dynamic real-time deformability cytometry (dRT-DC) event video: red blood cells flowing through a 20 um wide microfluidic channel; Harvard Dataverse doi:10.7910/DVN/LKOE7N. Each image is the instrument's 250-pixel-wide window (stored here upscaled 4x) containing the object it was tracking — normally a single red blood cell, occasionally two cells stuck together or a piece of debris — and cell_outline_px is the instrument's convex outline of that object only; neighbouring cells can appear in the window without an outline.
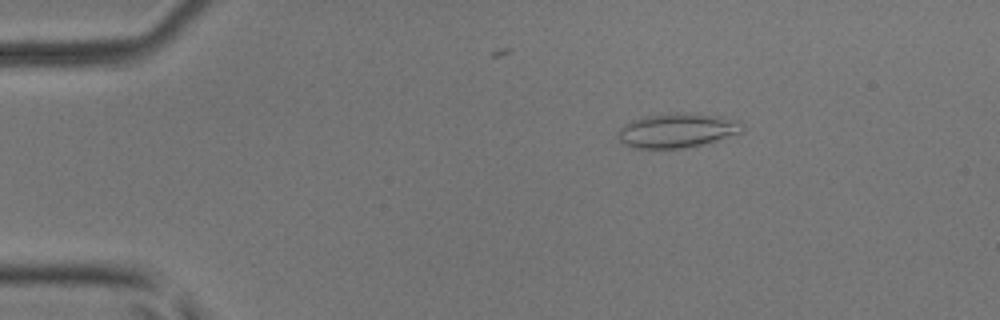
{"species": "common noctule bat (a hibernating species)", "species_latin": "Nyctalus noctula", "temperature_condition": "room temperature", "stored_images_in_passage": 6, "camera_frame_rate_fps": 3000, "um_per_image_px": 0.085, "animal": {"sex": "male", "body_mass_g": 17.9, "forearm_length_mm": 54.2}, "frame": {"image": 1, "passage_image": 3, "time_ms": 0.667, "image_size_px": [1000, 320], "cell_outline_px": [[744, 132], [688, 148], [628, 148], [616, 136], [620, 128], [624, 124], [632, 120], [644, 116], [668, 112], [680, 112], [720, 116], [740, 120], [744, 124]], "centroid_in_image_um": [57.56, 11.08], "position_along_channel_um": 27.4, "area_um2": 25.37}}